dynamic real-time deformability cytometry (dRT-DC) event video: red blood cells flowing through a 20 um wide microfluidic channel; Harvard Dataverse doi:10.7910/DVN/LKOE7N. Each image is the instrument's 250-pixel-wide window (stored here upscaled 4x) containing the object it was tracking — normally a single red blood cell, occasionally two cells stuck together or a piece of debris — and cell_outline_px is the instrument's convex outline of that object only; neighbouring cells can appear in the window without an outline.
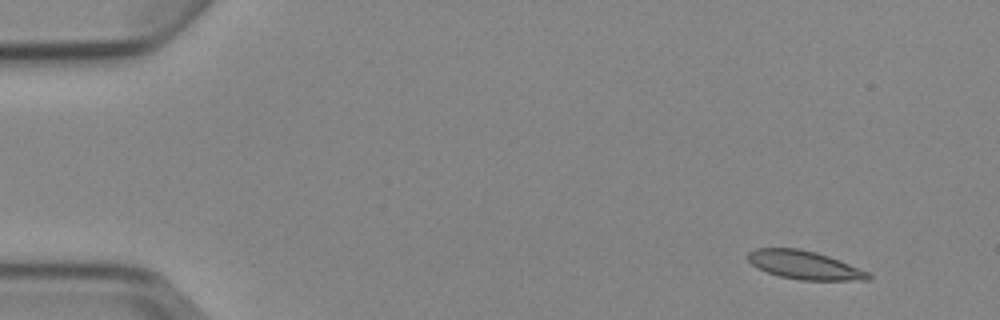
{"species": "Egyptian fruit bat (a non-hibernating species)", "species_latin": "Rousettus aegyptiacus", "temperature_condition": "cold", "stored_images_in_passage": 4, "camera_frame_rate_fps": 3000, "um_per_image_px": 0.085, "animal": {"sex": "female"}, "frame": {"image": 1, "passage_image": 1, "time_ms": 0.0, "image_size_px": [1000, 320], "cell_outline_px": [[872, 276], [868, 280], [800, 280], [780, 276], [768, 272], [752, 264], [748, 260], [748, 252], [756, 248], [800, 248], [816, 252], [840, 260], [868, 272]], "centroid_in_image_um": [68.39, 22.52], "position_along_channel_um": 16.6, "area_um2": 19.77}}
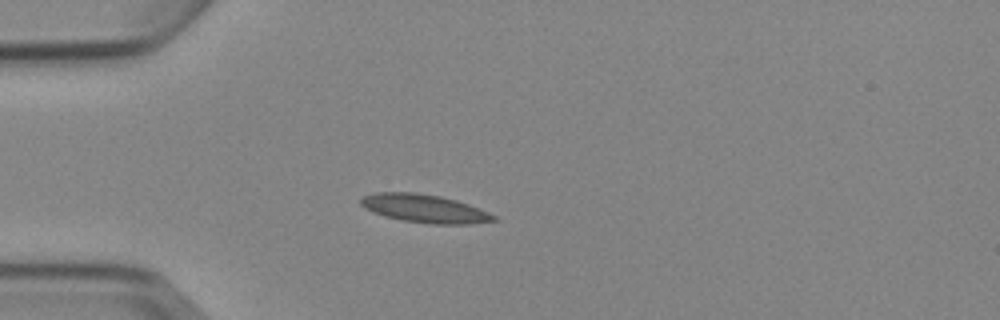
{"frame": {"image": 2, "passage_image": 4, "time_ms": 3.333, "image_size_px": [1000, 320], "cell_outline_px": [[500, 220], [468, 224], [432, 224], [400, 220], [384, 216], [372, 212], [364, 208], [360, 204], [360, 200], [364, 196], [376, 192], [416, 192], [440, 196], [456, 200], [468, 204], [488, 212], [496, 216]], "centroid_in_image_um": [36.08, 17.73], "position_along_channel_um": 48.9, "area_um2": 21.96}}